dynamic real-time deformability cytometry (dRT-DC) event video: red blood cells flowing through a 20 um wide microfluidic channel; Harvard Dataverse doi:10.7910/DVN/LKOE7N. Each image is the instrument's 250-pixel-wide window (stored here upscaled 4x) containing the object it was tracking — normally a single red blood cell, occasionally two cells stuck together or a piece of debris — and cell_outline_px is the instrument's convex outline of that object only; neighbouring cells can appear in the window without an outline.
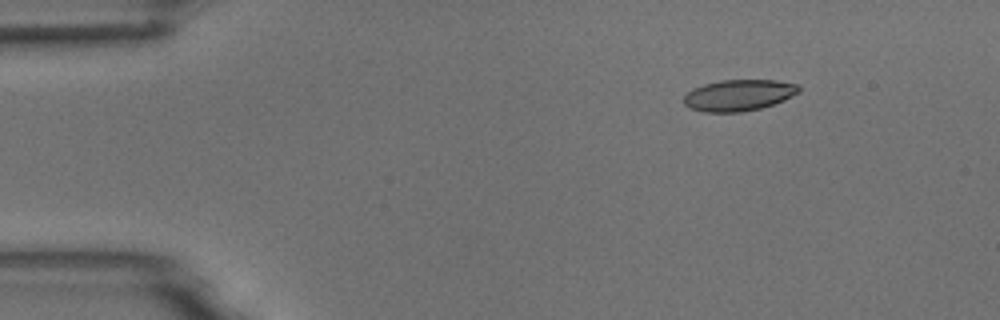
{"species": "common noctule bat (a hibernating species)", "species_latin": "Nyctalus noctula", "temperature_condition": "room temperature", "stored_images_in_passage": 5, "segment_of_instrument_passage": [2, 2], "camera_frame_rate_fps": 3000, "um_per_image_px": 0.085, "animal": {"sex": "male", "body_mass_g": 18.8}, "frame": {"image": 1, "passage_image": 5, "time_ms": 1.333, "image_size_px": [1000, 320], "cell_outline_px": [[800, 92], [784, 100], [760, 108], [740, 112], [704, 112], [688, 108], [684, 104], [684, 96], [692, 88], [704, 84], [720, 80], [776, 80], [796, 84], [800, 88]], "centroid_in_image_um": [62.77, 8.09], "position_along_channel_um": 22.2, "area_um2": 20.98}}